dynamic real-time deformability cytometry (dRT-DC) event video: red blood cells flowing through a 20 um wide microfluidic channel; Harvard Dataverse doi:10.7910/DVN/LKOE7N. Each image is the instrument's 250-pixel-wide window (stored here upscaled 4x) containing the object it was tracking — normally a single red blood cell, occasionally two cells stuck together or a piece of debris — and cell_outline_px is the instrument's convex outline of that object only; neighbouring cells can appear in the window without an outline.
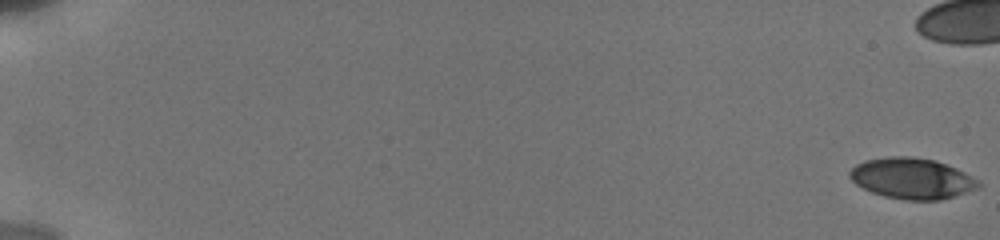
{"species": "human", "species_latin": "Homo sapiens", "temperature_condition": "cold", "stored_images_in_passage": 29, "camera_frame_rate_fps": 3000, "um_per_image_px": 0.085, "donor": {"sex": "male"}, "frame": {"image": 1, "passage_image": 1, "time_ms": 0.0, "image_size_px": [1000, 240], "cell_outline_px": [[980, 184], [976, 188], [940, 200], [908, 200], [884, 196], [872, 192], [856, 184], [848, 176], [848, 172], [856, 164], [864, 160], [888, 156], [912, 156], [936, 160], [956, 168], [980, 180]], "centroid_in_image_um": [77.48, 15.14], "position_along_channel_um": 7.5, "area_um2": 30.58}}
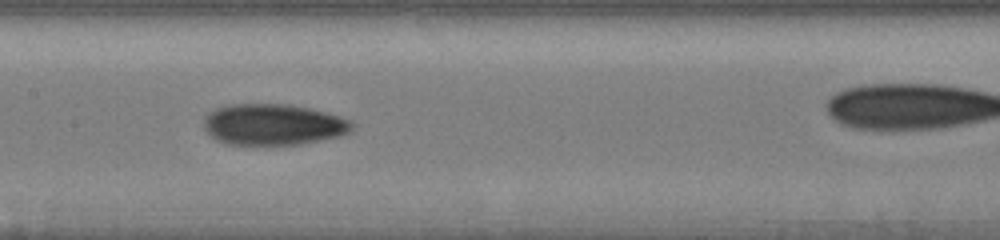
{"frame": {"image": 2, "passage_image": 23, "time_ms": 10.0, "image_size_px": [1000, 240], "cell_outline_px": [[352, 128], [348, 132], [340, 136], [300, 144], [224, 144], [216, 140], [204, 128], [204, 116], [216, 108], [228, 104], [288, 104], [308, 108], [324, 112], [348, 120], [352, 124]], "centroid_in_image_um": [23.16, 10.58], "position_along_channel_um": 184.2, "area_um2": 35.2}}
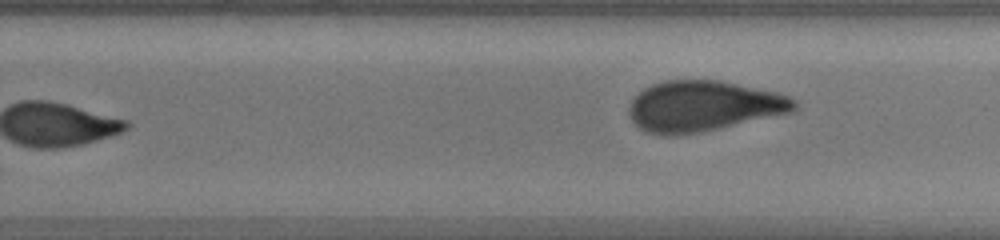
{"frame": {"image": 3, "passage_image": 29, "time_ms": 13.667, "image_size_px": [1000, 240], "cell_outline_px": [[796, 108], [792, 112], [700, 132], [676, 136], [660, 136], [648, 132], [640, 128], [632, 120], [628, 112], [628, 108], [632, 100], [644, 88], [652, 84], [668, 80], [720, 80], [776, 92], [788, 96], [796, 100]], "centroid_in_image_um": [59.76, 9.02], "position_along_channel_um": 270.0, "area_um2": 48.61}}